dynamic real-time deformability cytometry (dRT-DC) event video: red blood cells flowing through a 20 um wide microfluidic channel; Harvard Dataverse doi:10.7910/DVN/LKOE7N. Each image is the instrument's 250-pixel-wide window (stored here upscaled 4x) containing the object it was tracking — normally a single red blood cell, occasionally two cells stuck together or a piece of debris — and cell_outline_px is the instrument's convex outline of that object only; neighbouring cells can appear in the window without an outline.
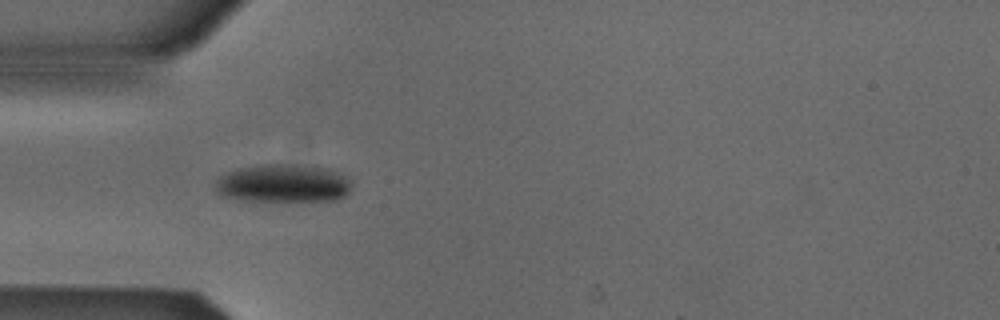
{"species": "Egyptian fruit bat (a non-hibernating species)", "species_latin": "Rousettus aegyptiacus", "temperature_condition": "cold", "stored_images_in_passage": 38, "camera_frame_rate_fps": 3000, "um_per_image_px": 0.085, "animal": {"sex": "male"}, "frame": {"image": 1, "passage_image": 1, "time_ms": 0.0, "image_size_px": [1000, 320], "cell_outline_px": [[352, 180], [348, 192], [344, 196], [336, 200], [240, 200], [220, 196], [216, 192], [216, 180], [220, 176], [236, 168], [260, 164], [316, 164], [332, 168], [340, 172]], "centroid_in_image_um": [24.1, 15.55], "position_along_channel_um": 60.9, "area_um2": 30.92}}
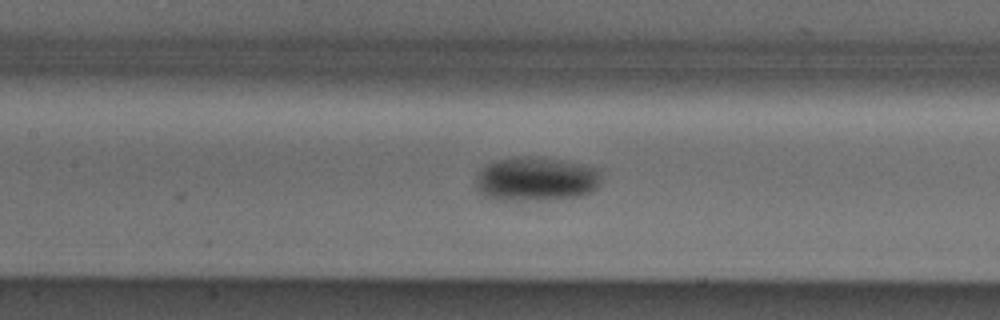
{"frame": {"image": 2, "passage_image": 9, "time_ms": 2.667, "image_size_px": [1000, 320], "cell_outline_px": [[600, 184], [592, 192], [580, 196], [536, 200], [516, 200], [484, 196], [476, 184], [476, 176], [484, 164], [492, 160], [520, 156], [536, 156], [560, 160], [600, 168]], "centroid_in_image_um": [45.57, 15.19], "position_along_channel_um": 161.8, "area_um2": 32.31}}
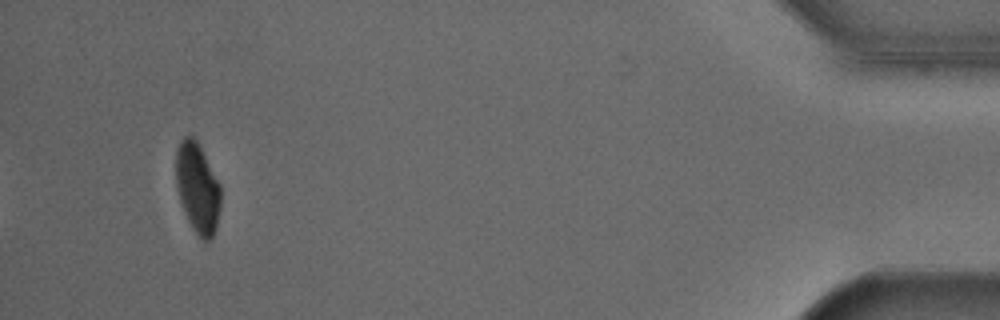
{"frame": {"image": 3, "passage_image": 35, "time_ms": 11.333, "image_size_px": [1000, 320], "cell_outline_px": [[220, 208], [216, 228], [212, 240], [200, 240], [192, 228], [184, 212], [180, 200], [176, 184], [176, 152], [180, 140], [184, 136], [192, 136], [196, 140], [220, 184]], "centroid_in_image_um": [16.79, 16.02], "position_along_channel_um": 418.4, "area_um2": 23.47}, "authors_computed_cell_mechanics": {"area_um2": 28.9, "velocity_mm_per_s": 3.8595, "shape_relaxation_time_tau1_ms": 6.6223, "shape_relaxation_time_tau2_ms": null, "deformation_change_tau1": 0.1633, "deformation_change_tau2": null}}